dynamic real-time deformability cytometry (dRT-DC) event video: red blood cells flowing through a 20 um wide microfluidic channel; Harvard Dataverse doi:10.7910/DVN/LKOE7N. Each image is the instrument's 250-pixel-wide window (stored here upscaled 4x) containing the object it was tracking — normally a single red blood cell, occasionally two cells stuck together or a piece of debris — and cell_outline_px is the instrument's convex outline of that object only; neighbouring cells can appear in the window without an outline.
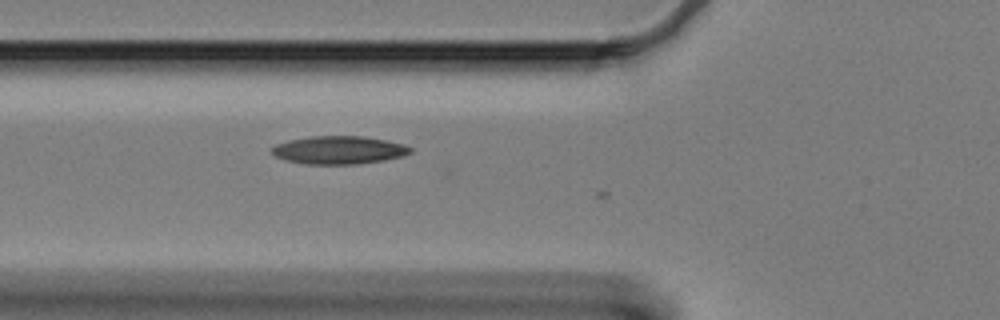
{"species": "Egyptian fruit bat (a non-hibernating species)", "species_latin": "Rousettus aegyptiacus", "temperature_condition": "cold", "stored_images_in_passage": 5, "camera_frame_rate_fps": 3000, "um_per_image_px": 0.085, "animal": {"sex": "female"}, "frame": {"image": 1, "passage_image": 4, "time_ms": 1.0, "image_size_px": [1000, 320], "cell_outline_px": [[412, 152], [404, 156], [384, 160], [356, 164], [304, 164], [288, 160], [276, 156], [272, 152], [272, 148], [276, 144], [288, 140], [312, 136], [364, 136], [404, 144], [412, 148]], "centroid_in_image_um": [28.83, 12.75], "position_along_channel_um": 97.0, "area_um2": 22.54}}